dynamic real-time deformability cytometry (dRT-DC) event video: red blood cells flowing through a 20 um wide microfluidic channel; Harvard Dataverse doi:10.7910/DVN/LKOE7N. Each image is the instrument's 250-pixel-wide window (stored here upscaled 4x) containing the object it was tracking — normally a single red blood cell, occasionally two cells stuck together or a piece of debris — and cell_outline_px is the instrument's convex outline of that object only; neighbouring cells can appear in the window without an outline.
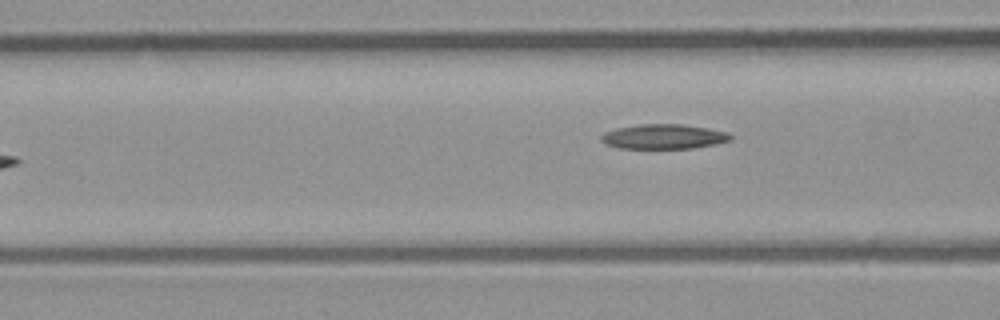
{"species": "common noctule bat (a hibernating species)", "species_latin": "Nyctalus noctula", "temperature_condition": "room temperature", "stored_images_in_passage": 6, "camera_frame_rate_fps": 3000, "um_per_image_px": 0.085, "animal": {"sex": "male", "body_mass_g": 23.1, "forearm_length_mm": 52.7}, "frame": {"image": 1, "passage_image": 6, "time_ms": 1.667, "image_size_px": [1000, 320], "cell_outline_px": [[732, 140], [716, 144], [692, 148], [620, 148], [604, 144], [600, 140], [600, 136], [604, 132], [616, 128], [640, 124], [684, 124], [708, 128], [728, 132], [732, 136]], "centroid_in_image_um": [56.41, 11.6], "position_along_channel_um": 110.2, "area_um2": 18.79}}